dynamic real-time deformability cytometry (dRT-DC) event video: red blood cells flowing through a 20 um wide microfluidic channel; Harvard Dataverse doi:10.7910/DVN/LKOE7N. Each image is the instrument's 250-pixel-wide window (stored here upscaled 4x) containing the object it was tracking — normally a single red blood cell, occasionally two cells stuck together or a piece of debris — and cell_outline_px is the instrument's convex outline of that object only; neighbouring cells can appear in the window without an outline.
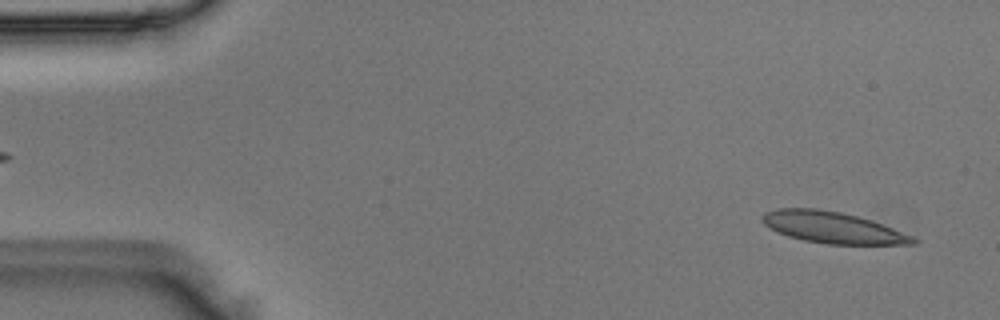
{"species": "Egyptian fruit bat (a non-hibernating species)", "species_latin": "Rousettus aegyptiacus", "temperature_condition": "room temperature", "stored_images_in_passage": 49, "camera_frame_rate_fps": 3000, "um_per_image_px": 0.085, "animal": {"sex": "male"}, "frame": {"image": 1, "passage_image": 2, "time_ms": 0.333, "image_size_px": [1000, 320], "cell_outline_px": [[920, 240], [916, 244], [828, 244], [804, 240], [788, 236], [764, 224], [760, 220], [760, 216], [764, 212], [780, 208], [816, 208], [840, 212], [872, 220], [912, 236]], "centroid_in_image_um": [70.76, 19.33], "position_along_channel_um": 14.2, "area_um2": 27.34}}
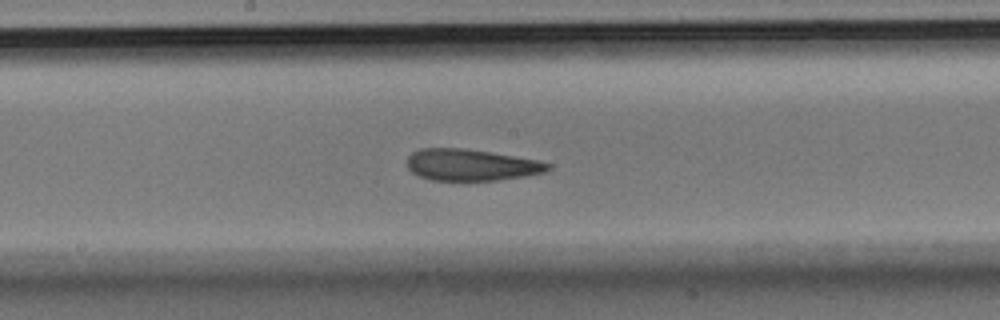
{"frame": {"image": 2, "passage_image": 25, "time_ms": 8.0, "image_size_px": [1000, 320], "cell_outline_px": [[552, 168], [544, 172], [524, 176], [496, 180], [432, 180], [420, 176], [412, 172], [408, 168], [408, 156], [412, 152], [420, 148], [464, 148], [492, 152], [536, 160], [552, 164]], "centroid_in_image_um": [40.04, 14.01], "position_along_channel_um": 208.2, "area_um2": 25.78}}
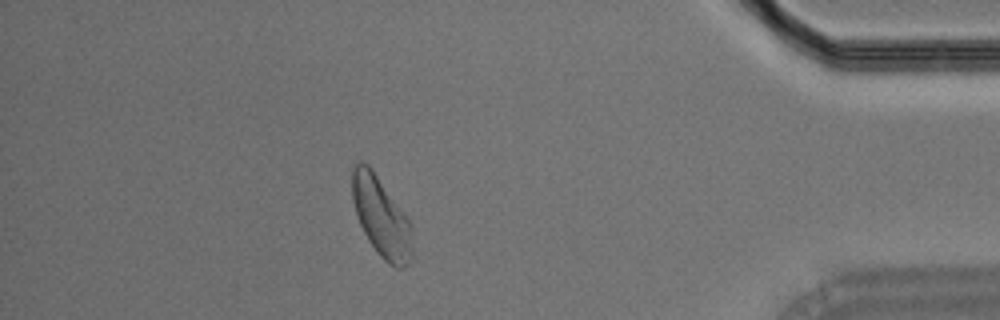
{"frame": {"image": 3, "passage_image": 43, "time_ms": 14.0, "image_size_px": [1000, 320], "cell_outline_px": [[412, 256], [408, 264], [404, 268], [396, 268], [388, 264], [376, 252], [368, 240], [360, 224], [356, 212], [352, 196], [352, 168], [360, 160], [368, 164], [372, 168], [408, 216], [412, 248]], "centroid_in_image_um": [32.4, 18.44], "position_along_channel_um": 402.8, "area_um2": 27.98}}